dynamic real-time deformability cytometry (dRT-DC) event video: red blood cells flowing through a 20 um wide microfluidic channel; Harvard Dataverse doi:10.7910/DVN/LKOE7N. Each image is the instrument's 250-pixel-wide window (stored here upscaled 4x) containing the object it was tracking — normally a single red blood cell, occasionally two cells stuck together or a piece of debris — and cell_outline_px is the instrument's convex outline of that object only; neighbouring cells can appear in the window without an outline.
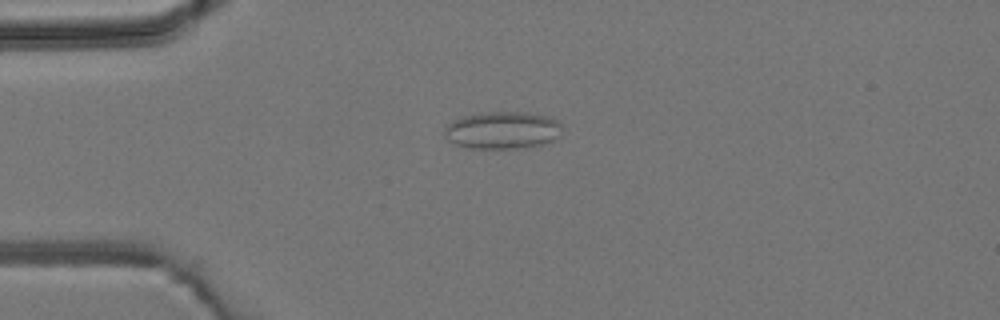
{"species": "common noctule bat (a hibernating species)", "species_latin": "Nyctalus noctula", "temperature_condition": "room temperature", "stored_images_in_passage": 4, "camera_frame_rate_fps": 3000, "um_per_image_px": 0.085, "animal": {"sex": "male", "body_mass_g": 19.2, "forearm_length_mm": 51.8}, "frame": {"image": 1, "passage_image": 4, "time_ms": 3.667, "image_size_px": [1000, 320], "cell_outline_px": [[564, 128], [560, 136], [544, 144], [524, 148], [468, 148], [456, 144], [448, 140], [444, 136], [444, 128], [452, 120], [460, 116], [480, 112], [524, 112], [548, 116], [556, 120]], "centroid_in_image_um": [42.71, 11.06], "position_along_channel_um": 42.3, "area_um2": 26.01}}